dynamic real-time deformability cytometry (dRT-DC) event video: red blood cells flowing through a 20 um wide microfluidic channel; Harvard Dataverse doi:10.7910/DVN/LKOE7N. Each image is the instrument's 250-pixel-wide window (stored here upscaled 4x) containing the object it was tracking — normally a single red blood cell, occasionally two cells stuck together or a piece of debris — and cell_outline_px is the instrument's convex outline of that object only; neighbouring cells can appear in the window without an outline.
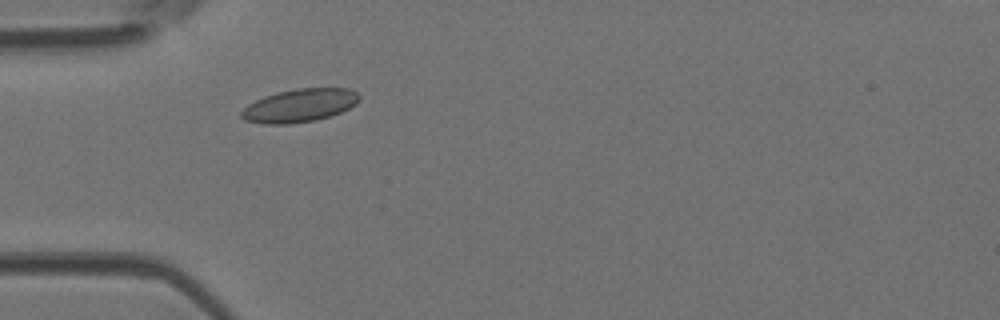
{"species": "Egyptian fruit bat (a non-hibernating species)", "species_latin": "Rousettus aegyptiacus", "temperature_condition": "room temperature", "stored_images_in_passage": 4, "camera_frame_rate_fps": 3000, "um_per_image_px": 0.085, "animal": {"sex": "female"}, "frame": {"image": 1, "passage_image": 2, "time_ms": 0.333, "image_size_px": [1000, 320], "cell_outline_px": [[360, 100], [356, 104], [340, 112], [316, 120], [288, 124], [264, 124], [244, 120], [240, 116], [240, 112], [248, 104], [264, 96], [276, 92], [296, 88], [348, 88], [356, 92], [360, 96]], "centroid_in_image_um": [25.44, 8.96], "position_along_channel_um": 59.6, "area_um2": 22.83}}
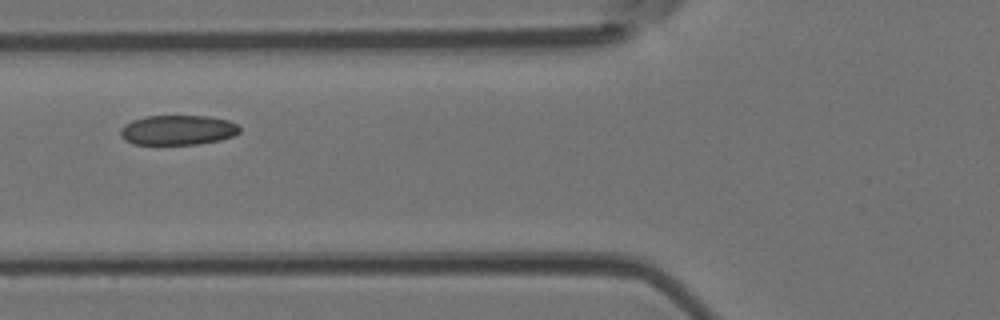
{"frame": {"image": 2, "passage_image": 3, "time_ms": 0.667, "image_size_px": [1000, 320], "cell_outline_px": [[240, 132], [232, 136], [220, 140], [196, 144], [132, 144], [124, 140], [120, 136], [120, 128], [124, 124], [132, 120], [144, 116], [212, 116], [228, 120], [236, 124], [240, 128]], "centroid_in_image_um": [15.08, 11.05], "position_along_channel_um": 110.7, "area_um2": 20.87}}
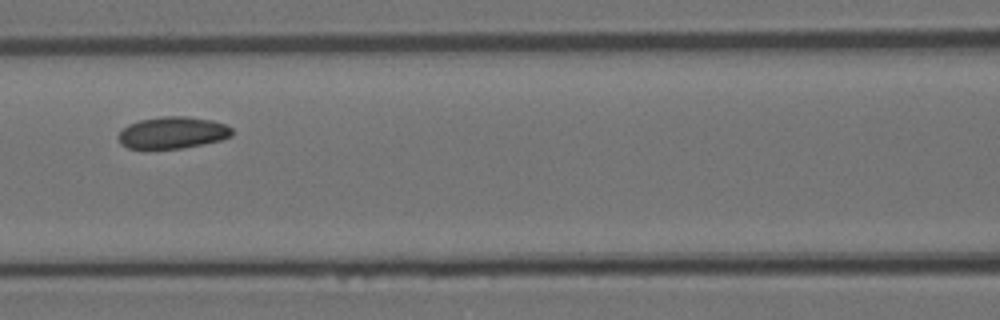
{"frame": {"image": 3, "passage_image": 4, "time_ms": 1.0, "image_size_px": [1000, 320], "cell_outline_px": [[232, 136], [220, 140], [204, 144], [180, 148], [128, 148], [120, 144], [116, 136], [128, 124], [140, 120], [164, 116], [184, 116], [212, 120], [224, 124], [232, 128]], "centroid_in_image_um": [14.66, 11.27], "position_along_channel_um": 151.9, "area_um2": 20.98}}